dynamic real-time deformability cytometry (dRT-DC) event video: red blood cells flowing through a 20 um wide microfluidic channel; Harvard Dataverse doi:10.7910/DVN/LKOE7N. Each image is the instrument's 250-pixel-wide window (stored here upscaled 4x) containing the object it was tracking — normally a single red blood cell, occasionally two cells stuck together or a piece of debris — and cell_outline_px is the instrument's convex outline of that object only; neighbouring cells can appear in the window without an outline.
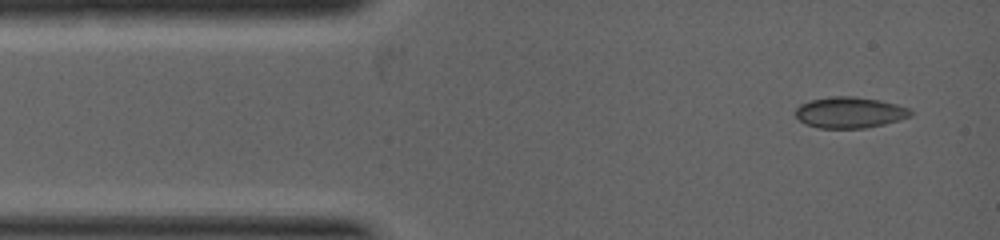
{"species": "common noctule bat (a hibernating species)", "species_latin": "Nyctalus noctula", "temperature_condition": "warm", "stored_images_in_passage": 7, "camera_frame_rate_fps": 5000, "um_per_image_px": 0.085, "animal": {"sex": "female", "body_mass_g": 19.0, "forearm_length_mm": 53.3}, "frame": {"image": 1, "passage_image": 1, "time_ms": 0.0, "image_size_px": [1000, 240], "cell_outline_px": [[912, 116], [884, 124], [864, 128], [816, 128], [804, 124], [796, 116], [796, 108], [800, 104], [812, 100], [832, 96], [852, 96], [880, 100], [896, 104], [908, 108], [912, 112]], "centroid_in_image_um": [72.21, 9.57], "position_along_channel_um": 12.8, "area_um2": 20.81}}
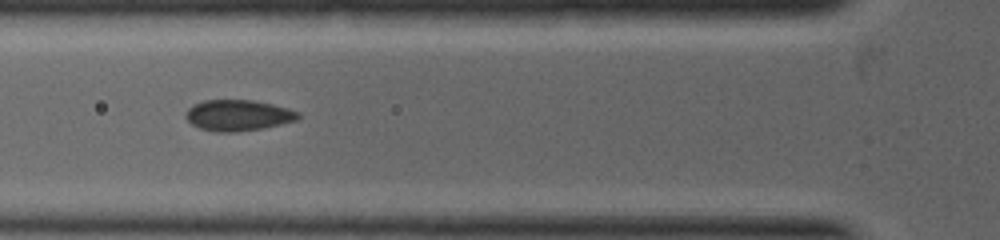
{"frame": {"image": 2, "passage_image": 6, "time_ms": 2.0, "image_size_px": [1000, 240], "cell_outline_px": [[300, 116], [296, 120], [264, 128], [236, 132], [216, 132], [200, 128], [192, 124], [184, 116], [184, 112], [192, 104], [204, 100], [252, 100], [272, 104], [288, 108], [300, 112]], "centroid_in_image_um": [20.21, 9.8], "position_along_channel_um": 105.6, "area_um2": 20.4}}
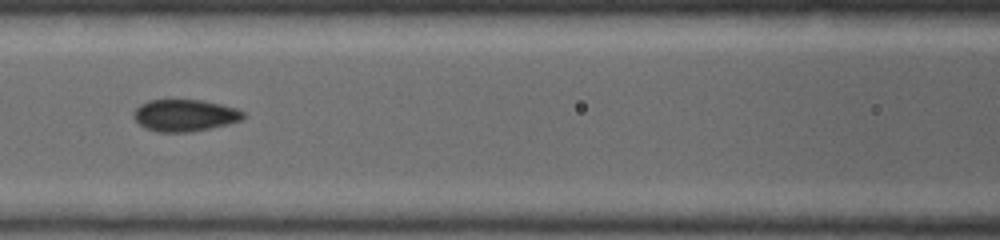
{"frame": {"image": 3, "passage_image": 7, "time_ms": 2.6, "image_size_px": [1000, 240], "cell_outline_px": [[244, 120], [228, 124], [192, 132], [156, 132], [144, 128], [132, 116], [132, 112], [140, 104], [148, 100], [204, 100], [236, 108], [244, 112]], "centroid_in_image_um": [15.69, 9.81], "position_along_channel_um": 150.9, "area_um2": 20.58}}